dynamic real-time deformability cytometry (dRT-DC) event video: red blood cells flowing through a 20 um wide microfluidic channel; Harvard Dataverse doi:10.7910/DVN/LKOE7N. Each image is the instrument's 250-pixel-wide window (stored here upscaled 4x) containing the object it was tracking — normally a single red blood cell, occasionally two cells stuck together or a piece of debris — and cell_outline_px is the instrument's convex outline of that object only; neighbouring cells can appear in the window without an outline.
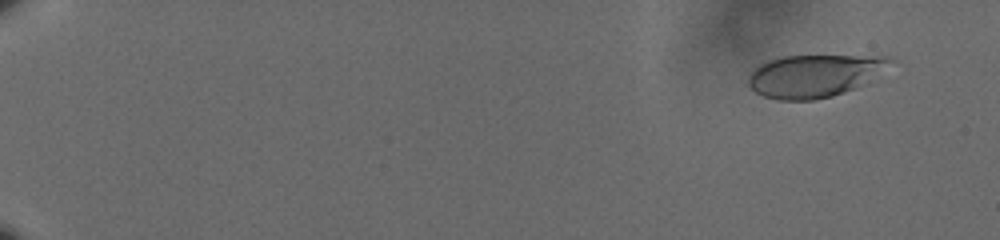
{"species": "human", "species_latin": "Homo sapiens", "temperature_condition": "cold", "stored_images_in_passage": 61, "camera_frame_rate_fps": 3000, "um_per_image_px": 0.085, "donor": {"sex": "male"}, "frame": {"image": 1, "passage_image": 5, "time_ms": 1.333, "image_size_px": [1000, 240], "cell_outline_px": [[896, 60], [864, 84], [856, 88], [832, 96], [812, 100], [780, 100], [764, 96], [756, 92], [748, 84], [748, 76], [760, 64], [768, 60], [784, 56], [888, 56]], "centroid_in_image_um": [69.22, 6.44], "position_along_channel_um": 15.8, "area_um2": 34.91}}
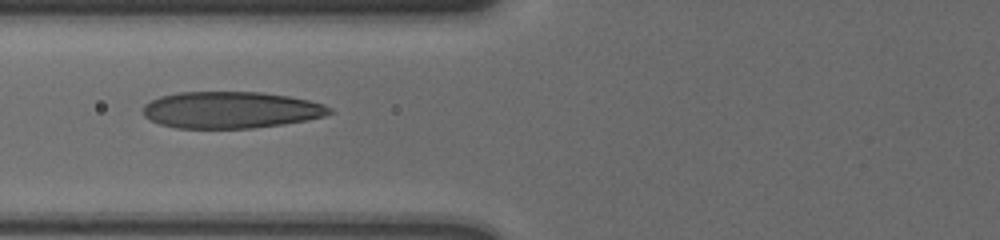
{"frame": {"image": 2, "passage_image": 28, "time_ms": 9.0, "image_size_px": [1000, 240], "cell_outline_px": [[332, 112], [324, 116], [308, 120], [284, 124], [252, 128], [176, 128], [160, 124], [144, 116], [144, 104], [160, 96], [176, 92], [260, 92], [288, 96], [308, 100], [324, 104], [332, 108]], "centroid_in_image_um": [19.63, 9.34], "position_along_channel_um": 106.2, "area_um2": 39.88}}
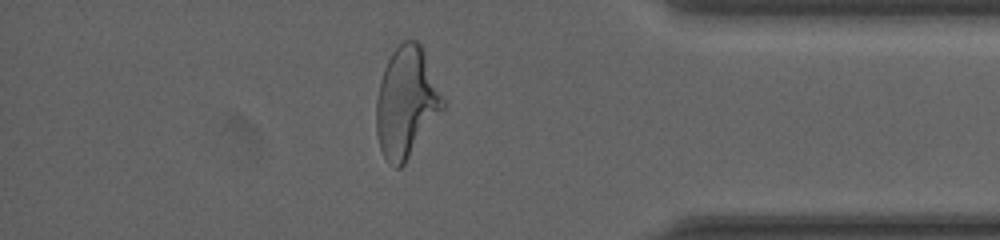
{"frame": {"image": 3, "passage_image": 54, "time_ms": 17.667, "image_size_px": [1000, 240], "cell_outline_px": [[444, 108], [404, 164], [400, 168], [396, 168], [384, 156], [380, 148], [376, 132], [376, 100], [380, 80], [384, 68], [392, 52], [404, 40], [416, 40], [420, 44], [424, 52], [444, 100]], "centroid_in_image_um": [34.52, 8.7], "position_along_channel_um": 400.7, "area_um2": 42.19}, "authors_computed_cell_mechanics": {"area_um2": 39.015, "velocity_mm_per_s": 3.5937, "shape_relaxation_time_tau1_ms": 4.5838, "shape_relaxation_time_tau2_ms": 0.8956, "deformation_change_tau1": 0.1905, "deformation_change_tau2": 0.0795}}